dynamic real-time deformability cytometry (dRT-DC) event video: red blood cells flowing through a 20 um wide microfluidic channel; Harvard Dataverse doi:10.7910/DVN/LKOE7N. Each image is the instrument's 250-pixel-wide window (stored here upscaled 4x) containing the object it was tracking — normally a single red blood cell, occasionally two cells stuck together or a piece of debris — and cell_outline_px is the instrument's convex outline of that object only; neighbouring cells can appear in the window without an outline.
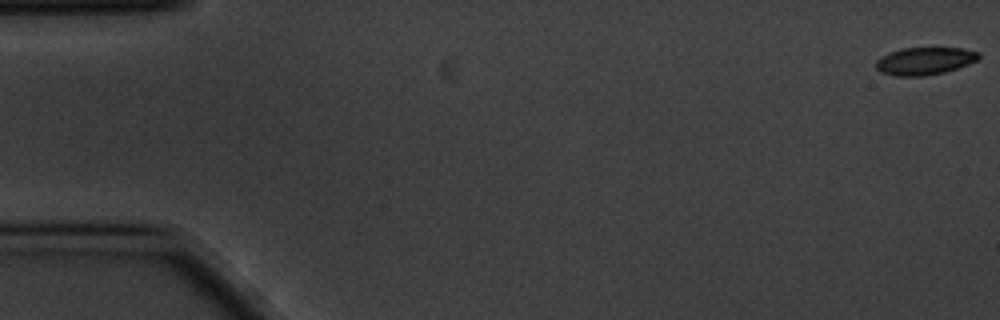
{"species": "common noctule bat (a hibernating species)", "species_latin": "Nyctalus noctula", "temperature_condition": "cold", "stored_images_in_passage": 58, "camera_frame_rate_fps": 3000, "um_per_image_px": 0.085, "animal": {"sex": "male", "body_mass_g": 20.1, "forearm_length_mm": 53.5}, "frame": {"image": 1, "passage_image": 1, "time_ms": 0.0, "image_size_px": [1000, 320], "cell_outline_px": [[980, 56], [976, 60], [968, 64], [944, 72], [924, 76], [892, 76], [880, 72], [876, 68], [876, 60], [880, 56], [888, 52], [904, 48], [960, 48], [980, 52]], "centroid_in_image_um": [78.55, 5.19], "position_along_channel_um": 6.5, "area_um2": 16.53}}
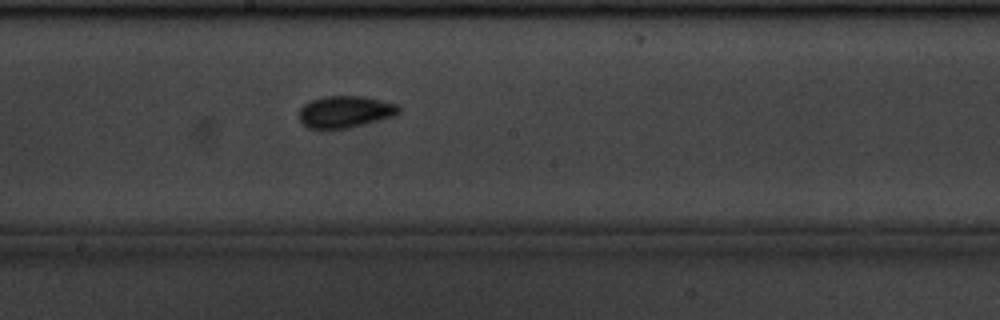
{"frame": {"image": 2, "passage_image": 31, "time_ms": 10.0, "image_size_px": [1000, 320], "cell_outline_px": [[400, 112], [392, 116], [348, 128], [328, 132], [308, 128], [300, 120], [300, 108], [304, 104], [312, 100], [324, 96], [364, 96], [396, 104], [400, 108]], "centroid_in_image_um": [29.28, 9.53], "position_along_channel_um": 218.9, "area_um2": 18.73}}
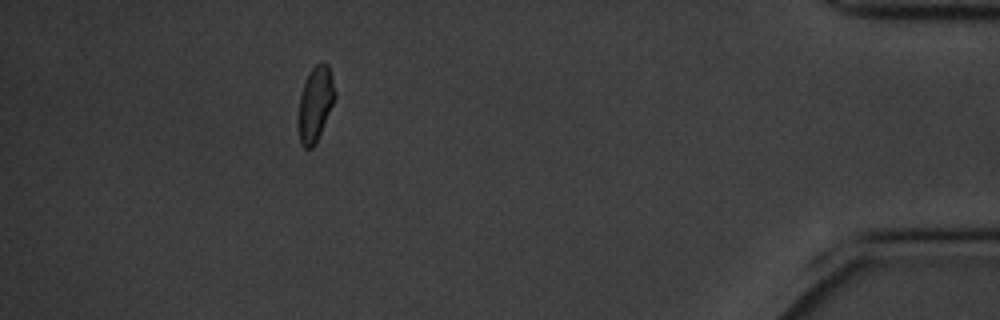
{"frame": {"image": 3, "passage_image": 52, "time_ms": 17.0, "image_size_px": [1000, 320], "cell_outline_px": [[336, 96], [316, 144], [312, 148], [304, 148], [300, 144], [300, 96], [304, 84], [312, 68], [316, 64], [328, 64], [336, 92]], "centroid_in_image_um": [26.84, 8.85], "position_along_channel_um": 408.4, "area_um2": 15.37}, "authors_computed_cell_mechanics": {"area_um2": 16.9932, "velocity_mm_per_s": 3.4936, "shape_relaxation_time_tau1_ms": 2.6935, "shape_relaxation_time_tau2_ms": 1.9904, "deformation_change_tau1": 0.0914, "deformation_change_tau2": 0.0572}}